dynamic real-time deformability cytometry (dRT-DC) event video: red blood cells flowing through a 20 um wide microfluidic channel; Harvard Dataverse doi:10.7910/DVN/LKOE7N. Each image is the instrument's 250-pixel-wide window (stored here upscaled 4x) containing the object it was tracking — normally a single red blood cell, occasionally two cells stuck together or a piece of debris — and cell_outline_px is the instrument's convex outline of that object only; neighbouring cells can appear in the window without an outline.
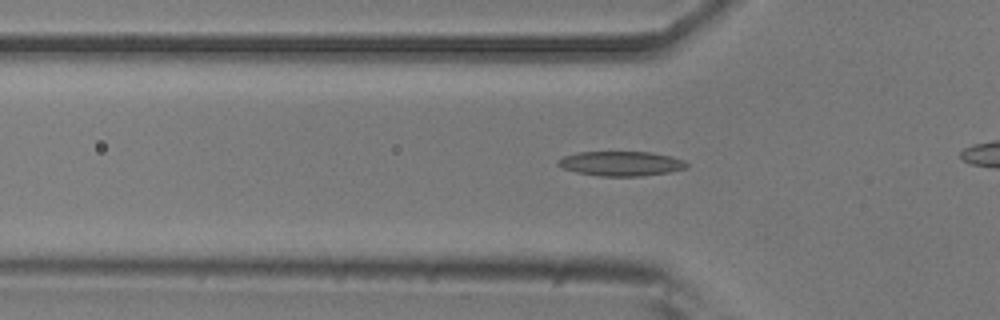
{"species": "common noctule bat (a hibernating species)", "species_latin": "Nyctalus noctula", "temperature_condition": "room temperature", "stored_images_in_passage": 23, "camera_frame_rate_fps": 3000, "um_per_image_px": 0.085, "animal": {"sex": "male", "body_mass_g": 20.5, "forearm_length_mm": 52.5}, "frame": {"image": 1, "passage_image": 17, "time_ms": 5.333, "image_size_px": [1000, 320], "cell_outline_px": [[688, 168], [668, 172], [640, 176], [600, 176], [576, 172], [564, 168], [556, 164], [556, 160], [564, 156], [580, 152], [652, 152], [672, 156], [684, 160], [688, 164]], "centroid_in_image_um": [52.8, 13.9], "position_along_channel_um": 73.0, "area_um2": 18.5}}